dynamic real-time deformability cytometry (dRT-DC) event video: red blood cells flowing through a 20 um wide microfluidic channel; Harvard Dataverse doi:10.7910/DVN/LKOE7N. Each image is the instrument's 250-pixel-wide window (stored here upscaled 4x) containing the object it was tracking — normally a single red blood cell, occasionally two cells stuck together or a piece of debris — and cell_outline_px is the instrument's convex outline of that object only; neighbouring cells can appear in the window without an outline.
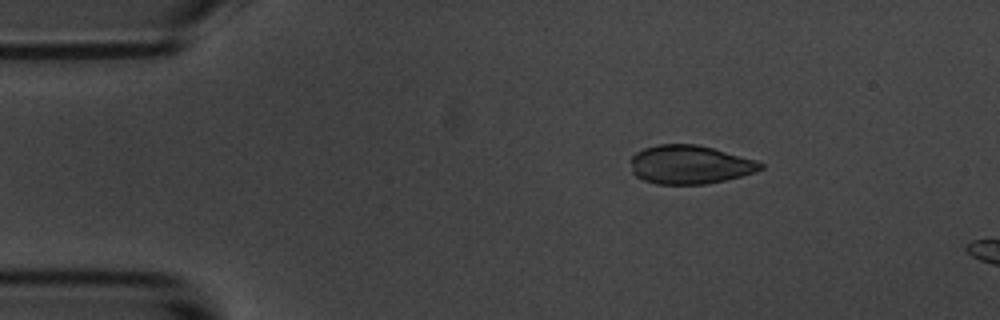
{"species": "common noctule bat (a hibernating species)", "species_latin": "Nyctalus noctula", "temperature_condition": "room temperature", "stored_images_in_passage": 5, "camera_frame_rate_fps": 3000, "um_per_image_px": 0.085, "animal": {"sex": "male", "body_mass_g": 20.1, "forearm_length_mm": 53.5}, "frame": {"image": 1, "passage_image": 2, "time_ms": 1.0, "image_size_px": [1000, 320], "cell_outline_px": [[764, 168], [756, 172], [724, 180], [704, 184], [656, 184], [644, 180], [636, 176], [632, 172], [632, 156], [636, 152], [644, 148], [660, 144], [696, 144], [712, 148], [756, 160], [764, 164]], "centroid_in_image_um": [58.64, 13.99], "position_along_channel_um": 26.4, "area_um2": 29.07}}